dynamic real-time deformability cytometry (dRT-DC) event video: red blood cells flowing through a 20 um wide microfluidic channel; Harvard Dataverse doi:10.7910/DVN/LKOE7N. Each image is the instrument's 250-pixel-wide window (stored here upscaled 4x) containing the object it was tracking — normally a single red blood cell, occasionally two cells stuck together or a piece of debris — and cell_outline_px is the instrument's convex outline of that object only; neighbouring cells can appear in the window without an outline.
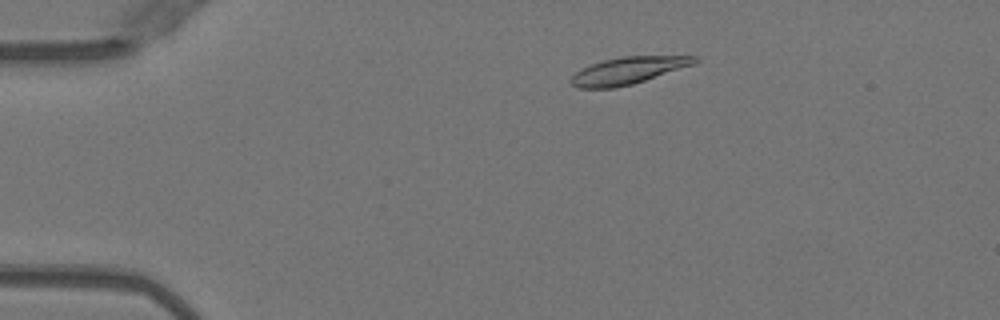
{"species": "Egyptian fruit bat (a non-hibernating species)", "species_latin": "Rousettus aegyptiacus", "temperature_condition": "warm", "stored_images_in_passage": 48, "camera_frame_rate_fps": 3000, "um_per_image_px": 0.085, "animal": {"sex": "female"}, "frame": {"image": 1, "passage_image": 7, "time_ms": 2.0, "image_size_px": [1000, 320], "cell_outline_px": [[700, 60], [692, 64], [632, 84], [616, 88], [580, 88], [568, 84], [568, 80], [576, 72], [592, 64], [604, 60], [624, 56], [700, 56]], "centroid_in_image_um": [53.33, 6.0], "position_along_channel_um": 31.7, "area_um2": 19.19}}
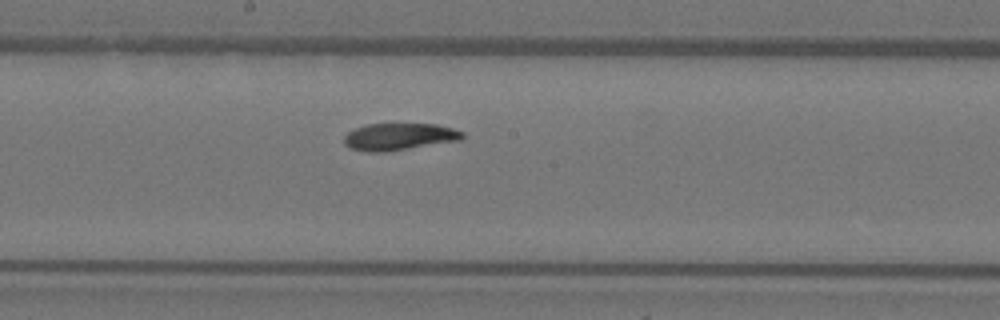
{"frame": {"image": 2, "passage_image": 25, "time_ms": 8.0, "image_size_px": [1000, 320], "cell_outline_px": [[464, 140], [384, 152], [368, 152], [352, 148], [344, 144], [344, 136], [348, 132], [356, 128], [368, 124], [436, 124], [452, 128], [464, 132]], "centroid_in_image_um": [33.97, 11.62], "position_along_channel_um": 214.2, "area_um2": 18.67}}
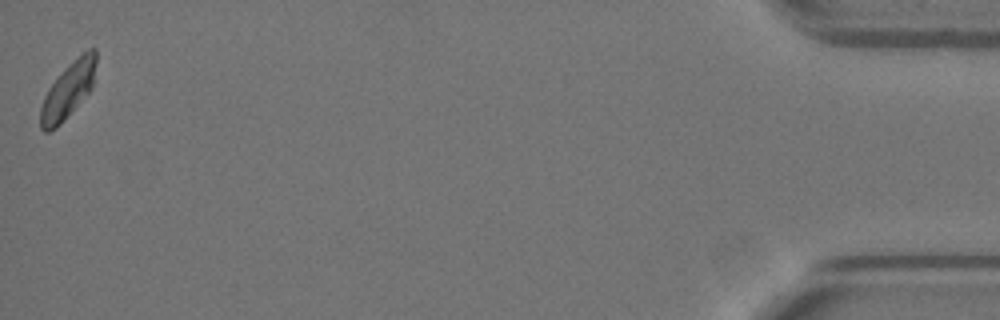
{"frame": {"image": 3, "passage_image": 48, "time_ms": 15.667, "image_size_px": [1000, 320], "cell_outline_px": [[96, 64], [92, 88], [60, 124], [56, 128], [48, 132], [44, 132], [40, 128], [40, 108], [44, 96], [48, 88], [64, 68], [88, 48], [96, 48]], "centroid_in_image_um": [5.77, 7.67], "position_along_channel_um": 429.4, "area_um2": 17.98}, "authors_computed_cell_mechanics": {"area_um2": 18.9873, "velocity_mm_per_s": 4.0005, "shape_relaxation_time_tau1_ms": 3.1636, "shape_relaxation_time_tau2_ms": null, "deformation_change_tau1": 0.1339, "deformation_change_tau2": null}}